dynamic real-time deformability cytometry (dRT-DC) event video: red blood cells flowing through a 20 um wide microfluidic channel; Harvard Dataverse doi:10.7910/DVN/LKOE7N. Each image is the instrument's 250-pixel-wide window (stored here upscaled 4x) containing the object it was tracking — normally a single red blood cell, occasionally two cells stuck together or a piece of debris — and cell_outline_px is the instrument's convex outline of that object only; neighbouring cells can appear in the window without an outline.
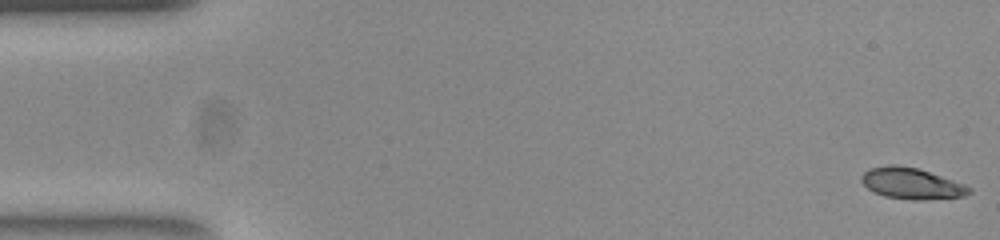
{"species": "common noctule bat (a hibernating species)", "species_latin": "Nyctalus noctula", "temperature_condition": "room temperature", "stored_images_in_passage": 52, "camera_frame_rate_fps": 3000, "um_per_image_px": 0.085, "animal": {"sex": "female", "body_mass_g": 23.0, "forearm_length_mm": 53.4}, "frame": {"image": 1, "passage_image": 1, "time_ms": 0.0, "image_size_px": [1000, 240], "cell_outline_px": [[972, 192], [964, 196], [920, 200], [912, 200], [884, 196], [868, 188], [860, 180], [860, 176], [868, 168], [888, 164], [896, 164], [916, 168], [964, 184], [972, 188]], "centroid_in_image_um": [77.45, 15.59], "position_along_channel_um": 7.6, "area_um2": 19.42}}
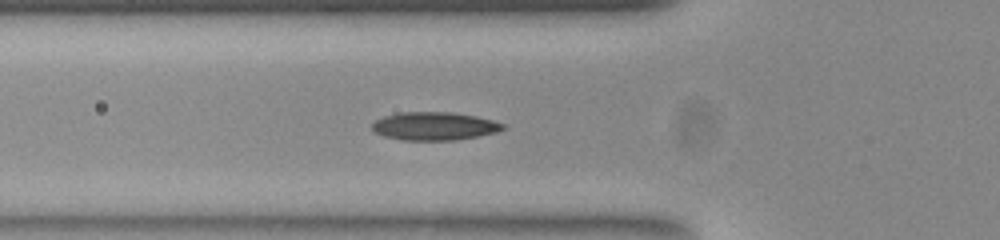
{"frame": {"image": 2, "passage_image": 18, "time_ms": 5.667, "image_size_px": [1000, 240], "cell_outline_px": [[504, 128], [496, 132], [456, 140], [404, 140], [384, 136], [376, 132], [372, 128], [372, 124], [376, 120], [384, 116], [400, 112], [452, 112], [476, 116], [492, 120], [504, 124]], "centroid_in_image_um": [36.91, 10.71], "position_along_channel_um": 88.9, "area_um2": 21.27}}
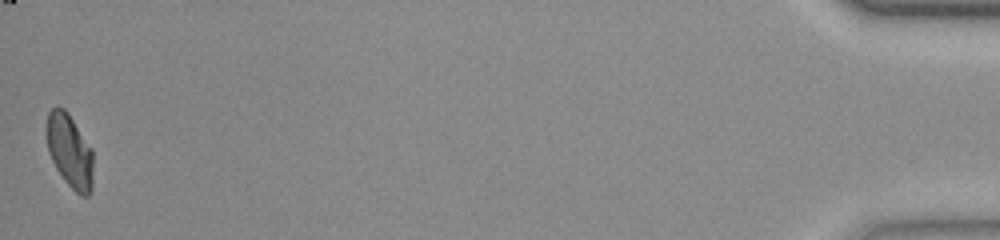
{"frame": {"image": 3, "passage_image": 52, "time_ms": 17.0, "image_size_px": [1000, 240], "cell_outline_px": [[92, 192], [88, 196], [80, 196], [64, 180], [56, 168], [48, 152], [44, 132], [44, 128], [48, 112], [56, 104], [64, 108], [68, 112], [92, 148]], "centroid_in_image_um": [5.89, 12.78], "position_along_channel_um": 429.3, "area_um2": 20.52}, "authors_computed_cell_mechanics": {"area_um2": 20.5479, "velocity_mm_per_s": 3.8878, "shape_relaxation_time_tau1_ms": 8.1113, "shape_relaxation_time_tau2_ms": 3.0023, "deformation_change_tau1": 0.2119, "deformation_change_tau2": 0.0721}}